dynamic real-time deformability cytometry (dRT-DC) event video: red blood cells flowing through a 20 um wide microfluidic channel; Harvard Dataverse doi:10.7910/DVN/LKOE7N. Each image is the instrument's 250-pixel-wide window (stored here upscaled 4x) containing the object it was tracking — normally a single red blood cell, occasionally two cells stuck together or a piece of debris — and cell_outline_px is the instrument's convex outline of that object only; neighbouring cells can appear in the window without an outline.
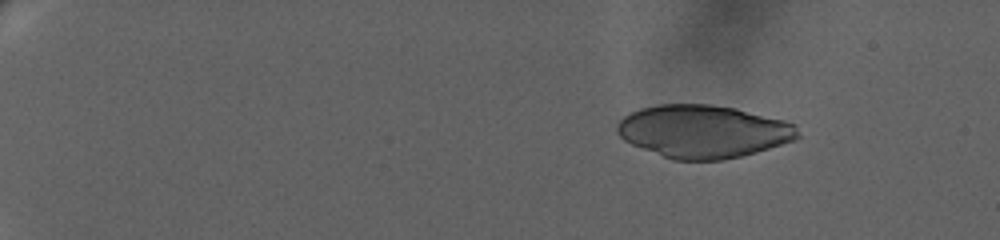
{"species": "human", "species_latin": "Homo sapiens", "temperature_condition": "warm", "stored_images_in_passage": 8, "camera_frame_rate_fps": 3000, "um_per_image_px": 0.085, "donor": {"sex": "female"}, "frame": {"image": 1, "passage_image": 1, "time_ms": 0.0, "image_size_px": [1000, 240], "cell_outline_px": [[800, 136], [796, 140], [756, 152], [724, 160], [672, 160], [632, 144], [624, 140], [616, 132], [616, 128], [620, 120], [624, 116], [640, 108], [656, 104], [712, 104], [736, 108], [784, 120], [796, 124]], "centroid_in_image_um": [59.79, 11.16], "position_along_channel_um": 25.2, "area_um2": 55.83}}